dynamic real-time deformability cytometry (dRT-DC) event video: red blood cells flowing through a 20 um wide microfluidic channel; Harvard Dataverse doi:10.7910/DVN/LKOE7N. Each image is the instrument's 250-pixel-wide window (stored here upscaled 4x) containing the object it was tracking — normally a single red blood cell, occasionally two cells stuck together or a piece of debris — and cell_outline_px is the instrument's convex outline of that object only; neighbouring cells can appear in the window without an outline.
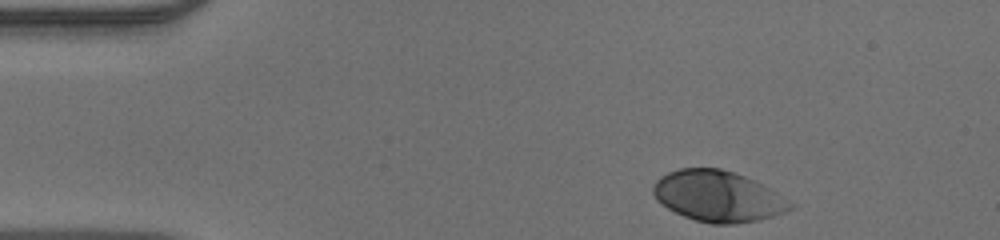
{"species": "human", "species_latin": "Homo sapiens", "temperature_condition": "warm", "stored_images_in_passage": 35, "camera_frame_rate_fps": 3000, "um_per_image_px": 0.085, "donor": {"sex": "male"}, "frame": {"image": 1, "passage_image": 1, "time_ms": 0.0, "image_size_px": [1000, 240], "cell_outline_px": [[796, 204], [792, 208], [784, 212], [760, 220], [736, 224], [712, 224], [696, 220], [684, 216], [668, 208], [656, 200], [652, 192], [652, 188], [656, 180], [660, 176], [668, 172], [680, 168], [720, 168], [736, 172], [768, 188]], "centroid_in_image_um": [61.01, 16.68], "position_along_channel_um": 24.0, "area_um2": 40.58}}
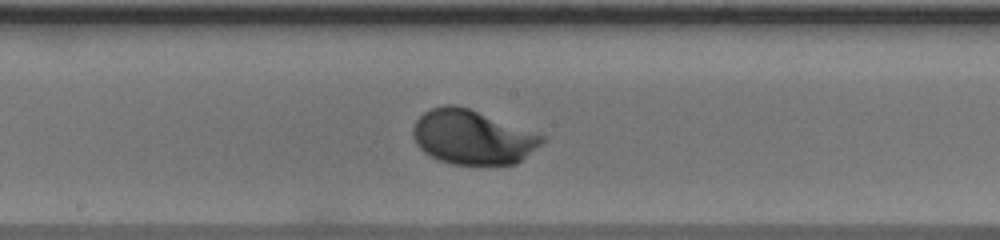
{"frame": {"image": 2, "passage_image": 20, "time_ms": 6.333, "image_size_px": [1000, 240], "cell_outline_px": [[544, 140], [540, 144], [516, 164], [452, 164], [440, 160], [424, 152], [416, 144], [412, 136], [412, 128], [416, 120], [424, 112], [432, 108], [444, 104], [456, 104], [468, 108], [536, 132], [544, 136]], "centroid_in_image_um": [40.12, 11.64], "position_along_channel_um": 208.1, "area_um2": 40.58}}
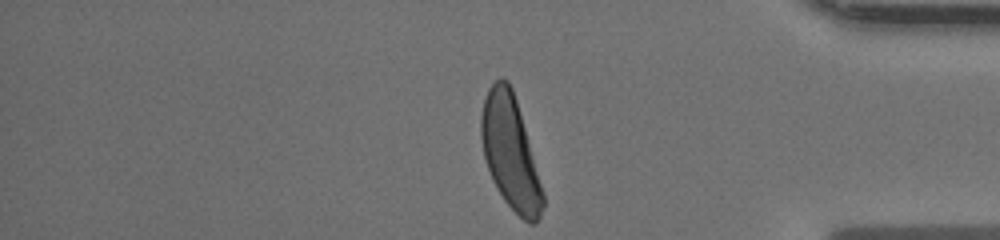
{"frame": {"image": 3, "passage_image": 35, "time_ms": 11.333, "image_size_px": [1000, 240], "cell_outline_px": [[544, 204], [540, 216], [536, 224], [528, 224], [504, 200], [496, 188], [492, 180], [484, 156], [480, 136], [480, 116], [484, 100], [488, 88], [500, 76], [508, 80], [512, 88], [516, 100], [544, 192]], "centroid_in_image_um": [43.37, 12.96], "position_along_channel_um": 391.8, "area_um2": 40.46}}